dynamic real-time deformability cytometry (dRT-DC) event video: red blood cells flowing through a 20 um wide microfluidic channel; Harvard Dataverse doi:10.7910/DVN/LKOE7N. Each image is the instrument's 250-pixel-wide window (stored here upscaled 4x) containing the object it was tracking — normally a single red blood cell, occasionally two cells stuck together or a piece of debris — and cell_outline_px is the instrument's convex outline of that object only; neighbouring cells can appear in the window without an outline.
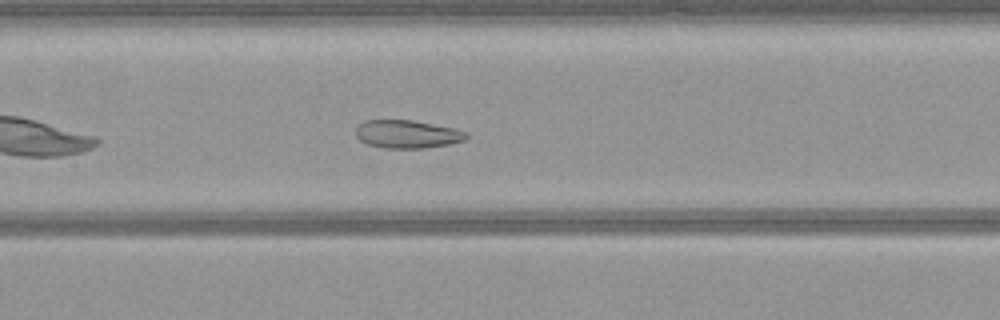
{"species": "common noctule bat (a hibernating species)", "species_latin": "Nyctalus noctula", "temperature_condition": "warm", "stored_images_in_passage": 40, "camera_frame_rate_fps": 3000, "um_per_image_px": 0.085, "animal": {"sex": "female", "body_mass_g": 21.9}, "frame": {"image": 1, "passage_image": 12, "time_ms": 3.667, "image_size_px": [1000, 320], "cell_outline_px": [[468, 136], [464, 140], [448, 144], [424, 148], [384, 148], [368, 144], [360, 140], [356, 136], [356, 124], [364, 120], [412, 120], [456, 128], [468, 132]], "centroid_in_image_um": [34.6, 11.39], "position_along_channel_um": 172.8, "area_um2": 18.21}}